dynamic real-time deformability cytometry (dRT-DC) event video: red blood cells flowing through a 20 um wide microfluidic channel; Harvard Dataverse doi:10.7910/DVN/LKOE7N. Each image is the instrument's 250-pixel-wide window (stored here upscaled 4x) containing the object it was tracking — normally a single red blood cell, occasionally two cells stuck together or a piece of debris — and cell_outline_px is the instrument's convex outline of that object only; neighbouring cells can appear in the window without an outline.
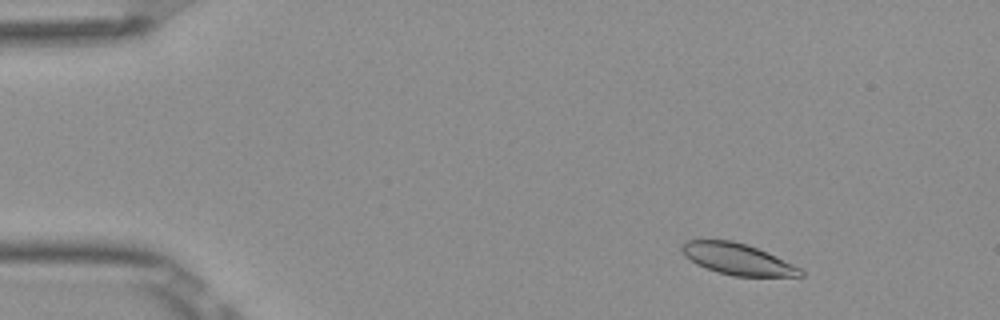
{"species": "Egyptian fruit bat (a non-hibernating species)", "species_latin": "Rousettus aegyptiacus", "temperature_condition": "room temperature", "stored_images_in_passage": 51, "camera_frame_rate_fps": 3000, "um_per_image_px": 0.085, "frame": {"image": 1, "passage_image": 5, "time_ms": 1.333, "image_size_px": [1000, 320], "cell_outline_px": [[804, 276], [732, 276], [696, 264], [684, 256], [680, 248], [680, 244], [688, 240], [732, 240], [748, 244], [792, 264], [800, 268], [804, 272]], "centroid_in_image_um": [62.65, 22.01], "position_along_channel_um": 22.4, "area_um2": 21.44}}
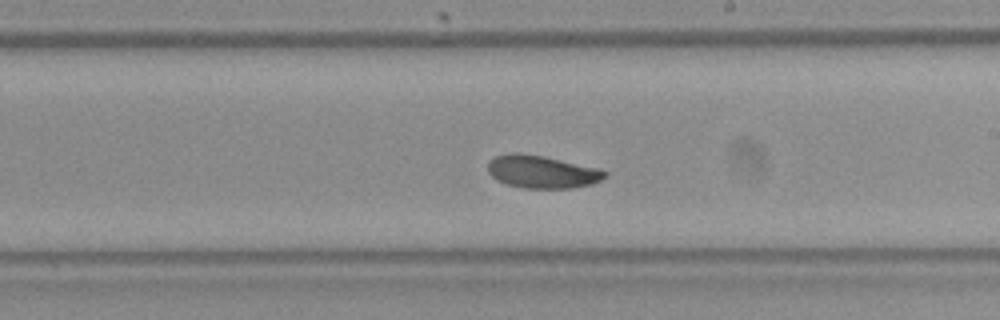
{"frame": {"image": 2, "passage_image": 29, "time_ms": 9.333, "image_size_px": [1000, 320], "cell_outline_px": [[608, 176], [592, 184], [572, 188], [524, 188], [508, 184], [492, 176], [488, 172], [488, 164], [496, 156], [512, 152], [520, 152], [544, 156], [600, 168], [608, 172]], "centroid_in_image_um": [46.12, 14.59], "position_along_channel_um": 242.9, "area_um2": 22.31}}
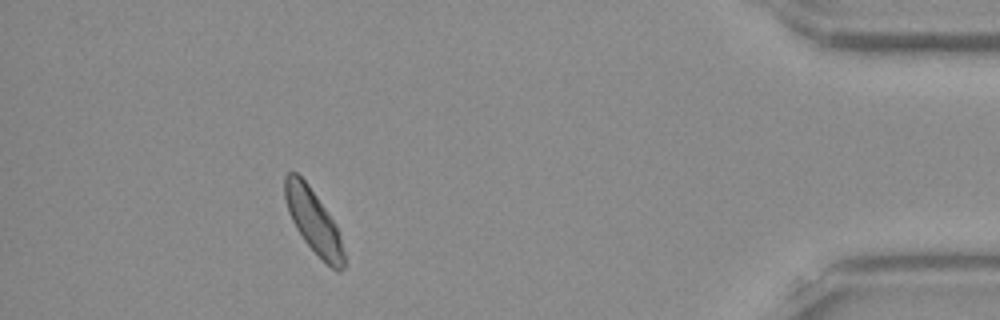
{"frame": {"image": 3, "passage_image": 46, "time_ms": 15.0, "image_size_px": [1000, 320], "cell_outline_px": [[348, 264], [340, 272], [336, 272], [304, 240], [296, 228], [288, 212], [284, 196], [284, 176], [288, 172], [296, 172], [308, 184], [328, 212], [336, 224], [340, 236]], "centroid_in_image_um": [26.67, 18.82], "position_along_channel_um": 408.5, "area_um2": 21.96}, "authors_computed_cell_mechanics": {"area_um2": 22.4842, "velocity_mm_per_s": 3.856, "shape_relaxation_time_tau1_ms": 1.6679, "shape_relaxation_time_tau2_ms": null, "deformation_change_tau1": 0.0876, "deformation_change_tau2": null}}